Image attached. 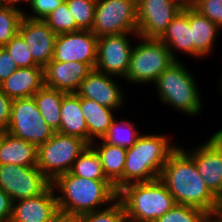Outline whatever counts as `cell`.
Wrapping results in <instances>:
<instances>
[{
	"instance_id": "obj_1",
	"label": "cell",
	"mask_w": 222,
	"mask_h": 222,
	"mask_svg": "<svg viewBox=\"0 0 222 222\" xmlns=\"http://www.w3.org/2000/svg\"><path fill=\"white\" fill-rule=\"evenodd\" d=\"M159 179L174 197L176 204L200 208L209 215L219 209L216 197L206 187L194 160L185 149L178 146L171 153Z\"/></svg>"
},
{
	"instance_id": "obj_2",
	"label": "cell",
	"mask_w": 222,
	"mask_h": 222,
	"mask_svg": "<svg viewBox=\"0 0 222 222\" xmlns=\"http://www.w3.org/2000/svg\"><path fill=\"white\" fill-rule=\"evenodd\" d=\"M62 195L57 196L58 208L74 217L103 209L118 197L110 181H96L73 175L71 172L59 175L53 182ZM102 206V207H101Z\"/></svg>"
},
{
	"instance_id": "obj_3",
	"label": "cell",
	"mask_w": 222,
	"mask_h": 222,
	"mask_svg": "<svg viewBox=\"0 0 222 222\" xmlns=\"http://www.w3.org/2000/svg\"><path fill=\"white\" fill-rule=\"evenodd\" d=\"M165 135H140L135 145L127 149L124 186L159 178L163 166L177 148ZM172 144V145H171Z\"/></svg>"
},
{
	"instance_id": "obj_4",
	"label": "cell",
	"mask_w": 222,
	"mask_h": 222,
	"mask_svg": "<svg viewBox=\"0 0 222 222\" xmlns=\"http://www.w3.org/2000/svg\"><path fill=\"white\" fill-rule=\"evenodd\" d=\"M117 198L124 206L127 222L156 221L177 205L159 178L126 185Z\"/></svg>"
},
{
	"instance_id": "obj_5",
	"label": "cell",
	"mask_w": 222,
	"mask_h": 222,
	"mask_svg": "<svg viewBox=\"0 0 222 222\" xmlns=\"http://www.w3.org/2000/svg\"><path fill=\"white\" fill-rule=\"evenodd\" d=\"M181 61H174L156 79L160 100L187 115H198L202 108L195 79Z\"/></svg>"
},
{
	"instance_id": "obj_6",
	"label": "cell",
	"mask_w": 222,
	"mask_h": 222,
	"mask_svg": "<svg viewBox=\"0 0 222 222\" xmlns=\"http://www.w3.org/2000/svg\"><path fill=\"white\" fill-rule=\"evenodd\" d=\"M88 145L79 137L55 132L38 147L37 167L53 182L59 175L71 171L75 160Z\"/></svg>"
},
{
	"instance_id": "obj_7",
	"label": "cell",
	"mask_w": 222,
	"mask_h": 222,
	"mask_svg": "<svg viewBox=\"0 0 222 222\" xmlns=\"http://www.w3.org/2000/svg\"><path fill=\"white\" fill-rule=\"evenodd\" d=\"M140 44L133 47L129 69L124 78L131 83H154L175 60L168 47L156 38L139 36Z\"/></svg>"
},
{
	"instance_id": "obj_8",
	"label": "cell",
	"mask_w": 222,
	"mask_h": 222,
	"mask_svg": "<svg viewBox=\"0 0 222 222\" xmlns=\"http://www.w3.org/2000/svg\"><path fill=\"white\" fill-rule=\"evenodd\" d=\"M6 132L34 144L37 148L55 133L43 119L34 97L12 101L11 118Z\"/></svg>"
},
{
	"instance_id": "obj_9",
	"label": "cell",
	"mask_w": 222,
	"mask_h": 222,
	"mask_svg": "<svg viewBox=\"0 0 222 222\" xmlns=\"http://www.w3.org/2000/svg\"><path fill=\"white\" fill-rule=\"evenodd\" d=\"M137 0H96L91 31L97 36L137 32Z\"/></svg>"
},
{
	"instance_id": "obj_10",
	"label": "cell",
	"mask_w": 222,
	"mask_h": 222,
	"mask_svg": "<svg viewBox=\"0 0 222 222\" xmlns=\"http://www.w3.org/2000/svg\"><path fill=\"white\" fill-rule=\"evenodd\" d=\"M52 182L37 166L0 165V188L12 201L43 194Z\"/></svg>"
},
{
	"instance_id": "obj_11",
	"label": "cell",
	"mask_w": 222,
	"mask_h": 222,
	"mask_svg": "<svg viewBox=\"0 0 222 222\" xmlns=\"http://www.w3.org/2000/svg\"><path fill=\"white\" fill-rule=\"evenodd\" d=\"M130 34L139 37L137 32L98 37L95 69L107 75L125 78L133 49L128 39Z\"/></svg>"
},
{
	"instance_id": "obj_12",
	"label": "cell",
	"mask_w": 222,
	"mask_h": 222,
	"mask_svg": "<svg viewBox=\"0 0 222 222\" xmlns=\"http://www.w3.org/2000/svg\"><path fill=\"white\" fill-rule=\"evenodd\" d=\"M183 8L171 0H137V34L159 39Z\"/></svg>"
},
{
	"instance_id": "obj_13",
	"label": "cell",
	"mask_w": 222,
	"mask_h": 222,
	"mask_svg": "<svg viewBox=\"0 0 222 222\" xmlns=\"http://www.w3.org/2000/svg\"><path fill=\"white\" fill-rule=\"evenodd\" d=\"M186 152L194 160L206 187L216 197L222 187V129L200 147Z\"/></svg>"
},
{
	"instance_id": "obj_14",
	"label": "cell",
	"mask_w": 222,
	"mask_h": 222,
	"mask_svg": "<svg viewBox=\"0 0 222 222\" xmlns=\"http://www.w3.org/2000/svg\"><path fill=\"white\" fill-rule=\"evenodd\" d=\"M98 37L90 30L59 34L55 40L53 60L77 61L96 66Z\"/></svg>"
},
{
	"instance_id": "obj_15",
	"label": "cell",
	"mask_w": 222,
	"mask_h": 222,
	"mask_svg": "<svg viewBox=\"0 0 222 222\" xmlns=\"http://www.w3.org/2000/svg\"><path fill=\"white\" fill-rule=\"evenodd\" d=\"M18 33L30 48L34 62L44 68L53 59L57 35L44 20L26 17L21 20Z\"/></svg>"
},
{
	"instance_id": "obj_16",
	"label": "cell",
	"mask_w": 222,
	"mask_h": 222,
	"mask_svg": "<svg viewBox=\"0 0 222 222\" xmlns=\"http://www.w3.org/2000/svg\"><path fill=\"white\" fill-rule=\"evenodd\" d=\"M92 70L93 68L89 64L52 59L44 67V86L64 93H77L82 81Z\"/></svg>"
},
{
	"instance_id": "obj_17",
	"label": "cell",
	"mask_w": 222,
	"mask_h": 222,
	"mask_svg": "<svg viewBox=\"0 0 222 222\" xmlns=\"http://www.w3.org/2000/svg\"><path fill=\"white\" fill-rule=\"evenodd\" d=\"M112 77L115 76L93 69L82 81L77 94L80 98L95 100L107 108L121 109L124 95Z\"/></svg>"
},
{
	"instance_id": "obj_18",
	"label": "cell",
	"mask_w": 222,
	"mask_h": 222,
	"mask_svg": "<svg viewBox=\"0 0 222 222\" xmlns=\"http://www.w3.org/2000/svg\"><path fill=\"white\" fill-rule=\"evenodd\" d=\"M56 191L51 185L39 196L14 201L10 222H45L58 209Z\"/></svg>"
},
{
	"instance_id": "obj_19",
	"label": "cell",
	"mask_w": 222,
	"mask_h": 222,
	"mask_svg": "<svg viewBox=\"0 0 222 222\" xmlns=\"http://www.w3.org/2000/svg\"><path fill=\"white\" fill-rule=\"evenodd\" d=\"M43 86L44 68L41 66L17 68L0 83L1 91L12 100L33 97Z\"/></svg>"
},
{
	"instance_id": "obj_20",
	"label": "cell",
	"mask_w": 222,
	"mask_h": 222,
	"mask_svg": "<svg viewBox=\"0 0 222 222\" xmlns=\"http://www.w3.org/2000/svg\"><path fill=\"white\" fill-rule=\"evenodd\" d=\"M159 40L164 43L171 52L175 61L177 59L176 51H182L184 54L193 57V41L190 27V7L182 9L176 17L170 22L166 31Z\"/></svg>"
},
{
	"instance_id": "obj_21",
	"label": "cell",
	"mask_w": 222,
	"mask_h": 222,
	"mask_svg": "<svg viewBox=\"0 0 222 222\" xmlns=\"http://www.w3.org/2000/svg\"><path fill=\"white\" fill-rule=\"evenodd\" d=\"M38 148L24 139L3 132L0 141V165L37 166Z\"/></svg>"
},
{
	"instance_id": "obj_22",
	"label": "cell",
	"mask_w": 222,
	"mask_h": 222,
	"mask_svg": "<svg viewBox=\"0 0 222 222\" xmlns=\"http://www.w3.org/2000/svg\"><path fill=\"white\" fill-rule=\"evenodd\" d=\"M60 133L76 136L88 143V128L81 109V98L77 93H64L61 102Z\"/></svg>"
},
{
	"instance_id": "obj_23",
	"label": "cell",
	"mask_w": 222,
	"mask_h": 222,
	"mask_svg": "<svg viewBox=\"0 0 222 222\" xmlns=\"http://www.w3.org/2000/svg\"><path fill=\"white\" fill-rule=\"evenodd\" d=\"M190 27L193 41V57L208 56L213 50L216 37L221 29L207 17L190 7Z\"/></svg>"
},
{
	"instance_id": "obj_24",
	"label": "cell",
	"mask_w": 222,
	"mask_h": 222,
	"mask_svg": "<svg viewBox=\"0 0 222 222\" xmlns=\"http://www.w3.org/2000/svg\"><path fill=\"white\" fill-rule=\"evenodd\" d=\"M99 140H101V144L94 149L100 157L106 178L115 186L118 192L124 187V167L127 149L108 144L103 139Z\"/></svg>"
},
{
	"instance_id": "obj_25",
	"label": "cell",
	"mask_w": 222,
	"mask_h": 222,
	"mask_svg": "<svg viewBox=\"0 0 222 222\" xmlns=\"http://www.w3.org/2000/svg\"><path fill=\"white\" fill-rule=\"evenodd\" d=\"M81 109L88 128V144L91 145L94 140L102 139L107 134L115 118L114 110L85 98H81Z\"/></svg>"
},
{
	"instance_id": "obj_26",
	"label": "cell",
	"mask_w": 222,
	"mask_h": 222,
	"mask_svg": "<svg viewBox=\"0 0 222 222\" xmlns=\"http://www.w3.org/2000/svg\"><path fill=\"white\" fill-rule=\"evenodd\" d=\"M33 97L43 119L55 132H58L61 120L60 108L64 92L43 86Z\"/></svg>"
},
{
	"instance_id": "obj_27",
	"label": "cell",
	"mask_w": 222,
	"mask_h": 222,
	"mask_svg": "<svg viewBox=\"0 0 222 222\" xmlns=\"http://www.w3.org/2000/svg\"><path fill=\"white\" fill-rule=\"evenodd\" d=\"M94 142L88 145L87 148L75 160L71 173L73 175L96 180V181H109L102 169V164L99 155L95 151Z\"/></svg>"
},
{
	"instance_id": "obj_28",
	"label": "cell",
	"mask_w": 222,
	"mask_h": 222,
	"mask_svg": "<svg viewBox=\"0 0 222 222\" xmlns=\"http://www.w3.org/2000/svg\"><path fill=\"white\" fill-rule=\"evenodd\" d=\"M140 136L139 131L130 121L113 119L107 134L102 138L106 143L129 149L135 145Z\"/></svg>"
},
{
	"instance_id": "obj_29",
	"label": "cell",
	"mask_w": 222,
	"mask_h": 222,
	"mask_svg": "<svg viewBox=\"0 0 222 222\" xmlns=\"http://www.w3.org/2000/svg\"><path fill=\"white\" fill-rule=\"evenodd\" d=\"M23 11L17 6L0 2V47H4L18 33Z\"/></svg>"
},
{
	"instance_id": "obj_30",
	"label": "cell",
	"mask_w": 222,
	"mask_h": 222,
	"mask_svg": "<svg viewBox=\"0 0 222 222\" xmlns=\"http://www.w3.org/2000/svg\"><path fill=\"white\" fill-rule=\"evenodd\" d=\"M44 21L56 35L81 30L76 25L75 19L66 1L52 11Z\"/></svg>"
},
{
	"instance_id": "obj_31",
	"label": "cell",
	"mask_w": 222,
	"mask_h": 222,
	"mask_svg": "<svg viewBox=\"0 0 222 222\" xmlns=\"http://www.w3.org/2000/svg\"><path fill=\"white\" fill-rule=\"evenodd\" d=\"M75 222H127L124 206L117 198L104 209L84 213L76 217Z\"/></svg>"
},
{
	"instance_id": "obj_32",
	"label": "cell",
	"mask_w": 222,
	"mask_h": 222,
	"mask_svg": "<svg viewBox=\"0 0 222 222\" xmlns=\"http://www.w3.org/2000/svg\"><path fill=\"white\" fill-rule=\"evenodd\" d=\"M155 222H209V214L200 208L177 204Z\"/></svg>"
},
{
	"instance_id": "obj_33",
	"label": "cell",
	"mask_w": 222,
	"mask_h": 222,
	"mask_svg": "<svg viewBox=\"0 0 222 222\" xmlns=\"http://www.w3.org/2000/svg\"><path fill=\"white\" fill-rule=\"evenodd\" d=\"M76 25L81 30H90L95 18L96 0H65Z\"/></svg>"
},
{
	"instance_id": "obj_34",
	"label": "cell",
	"mask_w": 222,
	"mask_h": 222,
	"mask_svg": "<svg viewBox=\"0 0 222 222\" xmlns=\"http://www.w3.org/2000/svg\"><path fill=\"white\" fill-rule=\"evenodd\" d=\"M4 48L14 59L15 64L18 68H28L38 66L30 52V48L24 41L23 37L17 33L5 46Z\"/></svg>"
},
{
	"instance_id": "obj_35",
	"label": "cell",
	"mask_w": 222,
	"mask_h": 222,
	"mask_svg": "<svg viewBox=\"0 0 222 222\" xmlns=\"http://www.w3.org/2000/svg\"><path fill=\"white\" fill-rule=\"evenodd\" d=\"M192 8L222 29V0H194Z\"/></svg>"
},
{
	"instance_id": "obj_36",
	"label": "cell",
	"mask_w": 222,
	"mask_h": 222,
	"mask_svg": "<svg viewBox=\"0 0 222 222\" xmlns=\"http://www.w3.org/2000/svg\"><path fill=\"white\" fill-rule=\"evenodd\" d=\"M65 0H30L28 6L34 15H28L23 11V17L33 20H44L52 11L60 6Z\"/></svg>"
},
{
	"instance_id": "obj_37",
	"label": "cell",
	"mask_w": 222,
	"mask_h": 222,
	"mask_svg": "<svg viewBox=\"0 0 222 222\" xmlns=\"http://www.w3.org/2000/svg\"><path fill=\"white\" fill-rule=\"evenodd\" d=\"M17 68L18 66L9 52L4 47H0V83L15 72Z\"/></svg>"
},
{
	"instance_id": "obj_38",
	"label": "cell",
	"mask_w": 222,
	"mask_h": 222,
	"mask_svg": "<svg viewBox=\"0 0 222 222\" xmlns=\"http://www.w3.org/2000/svg\"><path fill=\"white\" fill-rule=\"evenodd\" d=\"M12 99L0 89V131L5 132L11 118Z\"/></svg>"
},
{
	"instance_id": "obj_39",
	"label": "cell",
	"mask_w": 222,
	"mask_h": 222,
	"mask_svg": "<svg viewBox=\"0 0 222 222\" xmlns=\"http://www.w3.org/2000/svg\"><path fill=\"white\" fill-rule=\"evenodd\" d=\"M13 201L10 196L0 188V220L10 222Z\"/></svg>"
},
{
	"instance_id": "obj_40",
	"label": "cell",
	"mask_w": 222,
	"mask_h": 222,
	"mask_svg": "<svg viewBox=\"0 0 222 222\" xmlns=\"http://www.w3.org/2000/svg\"><path fill=\"white\" fill-rule=\"evenodd\" d=\"M75 220L76 217L58 208L45 222H75Z\"/></svg>"
},
{
	"instance_id": "obj_41",
	"label": "cell",
	"mask_w": 222,
	"mask_h": 222,
	"mask_svg": "<svg viewBox=\"0 0 222 222\" xmlns=\"http://www.w3.org/2000/svg\"><path fill=\"white\" fill-rule=\"evenodd\" d=\"M209 222H222V208L209 215Z\"/></svg>"
},
{
	"instance_id": "obj_42",
	"label": "cell",
	"mask_w": 222,
	"mask_h": 222,
	"mask_svg": "<svg viewBox=\"0 0 222 222\" xmlns=\"http://www.w3.org/2000/svg\"><path fill=\"white\" fill-rule=\"evenodd\" d=\"M175 3H177L179 6H181L183 9L184 8H189L192 7L194 4V0H171Z\"/></svg>"
},
{
	"instance_id": "obj_43",
	"label": "cell",
	"mask_w": 222,
	"mask_h": 222,
	"mask_svg": "<svg viewBox=\"0 0 222 222\" xmlns=\"http://www.w3.org/2000/svg\"><path fill=\"white\" fill-rule=\"evenodd\" d=\"M30 0H0V2L4 3V4H10V5H13V6H16L17 4L16 3H21V2H28L29 3Z\"/></svg>"
},
{
	"instance_id": "obj_44",
	"label": "cell",
	"mask_w": 222,
	"mask_h": 222,
	"mask_svg": "<svg viewBox=\"0 0 222 222\" xmlns=\"http://www.w3.org/2000/svg\"><path fill=\"white\" fill-rule=\"evenodd\" d=\"M216 200L218 203V207L222 208V187H221L220 193L216 196Z\"/></svg>"
},
{
	"instance_id": "obj_45",
	"label": "cell",
	"mask_w": 222,
	"mask_h": 222,
	"mask_svg": "<svg viewBox=\"0 0 222 222\" xmlns=\"http://www.w3.org/2000/svg\"><path fill=\"white\" fill-rule=\"evenodd\" d=\"M221 77H222V75H221ZM221 79V81H220V87H221V91H222V78H220Z\"/></svg>"
},
{
	"instance_id": "obj_46",
	"label": "cell",
	"mask_w": 222,
	"mask_h": 222,
	"mask_svg": "<svg viewBox=\"0 0 222 222\" xmlns=\"http://www.w3.org/2000/svg\"><path fill=\"white\" fill-rule=\"evenodd\" d=\"M2 135H3V132L0 131V141H1Z\"/></svg>"
}]
</instances>
